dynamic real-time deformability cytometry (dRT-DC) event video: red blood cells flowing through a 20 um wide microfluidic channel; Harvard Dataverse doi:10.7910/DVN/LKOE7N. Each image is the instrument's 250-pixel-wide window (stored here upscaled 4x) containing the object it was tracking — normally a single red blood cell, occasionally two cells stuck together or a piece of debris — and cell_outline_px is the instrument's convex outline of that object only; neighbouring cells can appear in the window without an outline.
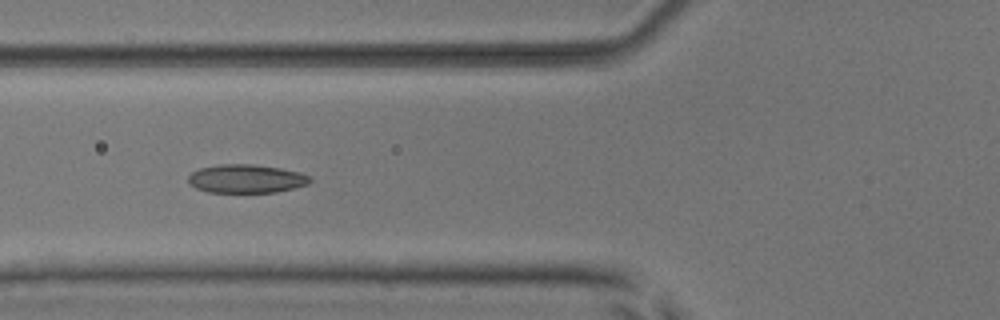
{"species": "common noctule bat (a hibernating species)", "species_latin": "Nyctalus noctula", "temperature_condition": "room temperature", "stored_images_in_passage": 8, "camera_frame_rate_fps": 3000, "um_per_image_px": 0.085, "animal": {"sex": "male", "body_mass_g": 17.9, "forearm_length_mm": 54.2}, "frame": {"image": 1, "passage_image": 6, "time_ms": 1.667, "image_size_px": [1000, 320], "cell_outline_px": [[312, 180], [308, 184], [276, 192], [208, 192], [196, 188], [188, 184], [188, 176], [192, 172], [200, 168], [220, 164], [252, 164], [280, 168], [300, 172], [312, 176]], "centroid_in_image_um": [20.93, 15.19], "position_along_channel_um": 104.9, "area_um2": 20.29}}
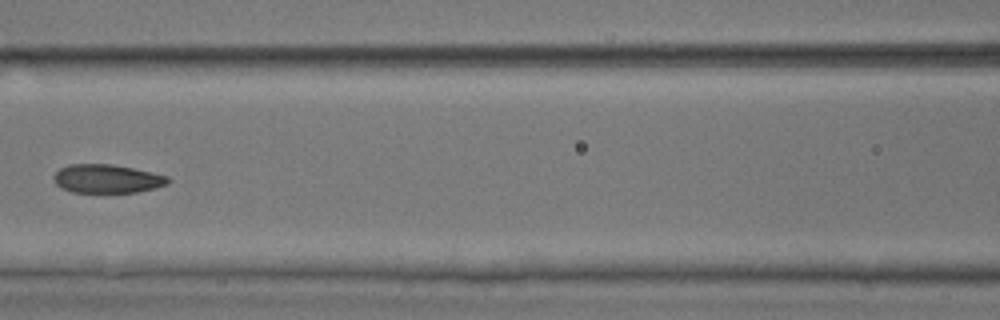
{"frame": {"image": 2, "passage_image": 7, "time_ms": 2.0, "image_size_px": [1000, 320], "cell_outline_px": [[172, 180], [168, 184], [156, 188], [136, 192], [72, 192], [56, 184], [52, 176], [60, 168], [68, 164], [112, 164], [132, 168], [168, 176]], "centroid_in_image_um": [9.11, 15.19], "position_along_channel_um": 157.5, "area_um2": 19.02}}
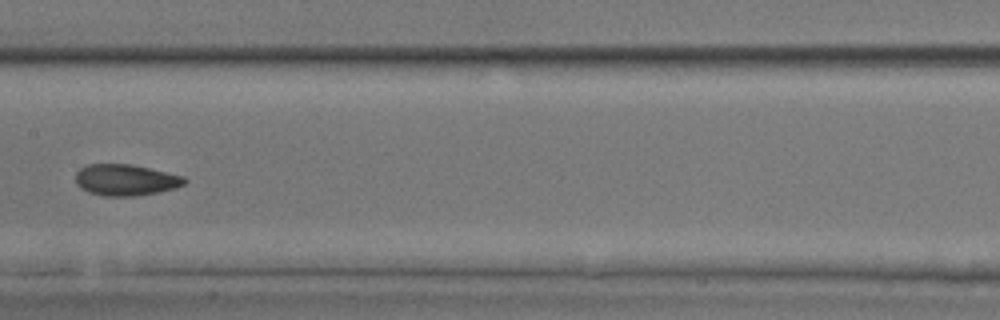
{"frame": {"image": 3, "passage_image": 8, "time_ms": 2.333, "image_size_px": [1000, 320], "cell_outline_px": [[188, 180], [184, 184], [176, 188], [136, 196], [104, 196], [88, 192], [80, 188], [76, 184], [76, 172], [80, 168], [88, 164], [132, 164], [184, 176]], "centroid_in_image_um": [10.67, 15.29], "position_along_channel_um": 196.7, "area_um2": 19.94}}